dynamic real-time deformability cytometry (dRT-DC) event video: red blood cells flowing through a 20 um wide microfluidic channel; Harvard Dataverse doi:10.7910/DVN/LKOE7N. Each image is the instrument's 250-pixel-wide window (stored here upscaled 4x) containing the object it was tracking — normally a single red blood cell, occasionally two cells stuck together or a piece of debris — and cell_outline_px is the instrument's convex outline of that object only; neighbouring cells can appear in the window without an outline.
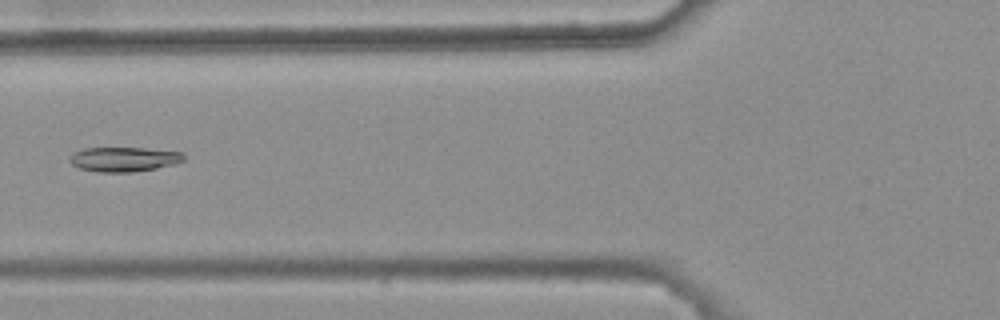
{"species": "common noctule bat (a hibernating species)", "species_latin": "Nyctalus noctula", "temperature_condition": "warm", "stored_images_in_passage": 3, "camera_frame_rate_fps": 3000, "um_per_image_px": 0.085, "animal": {"sex": "female", "body_mass_g": 25.1}, "frame": {"image": 1, "passage_image": 2, "time_ms": 0.333, "image_size_px": [1000, 320], "cell_outline_px": [[184, 160], [176, 164], [156, 168], [132, 172], [96, 172], [80, 168], [72, 164], [68, 160], [76, 152], [84, 148], [144, 148], [184, 152]], "centroid_in_image_um": [10.57, 13.54], "position_along_channel_um": 115.2, "area_um2": 16.3}}
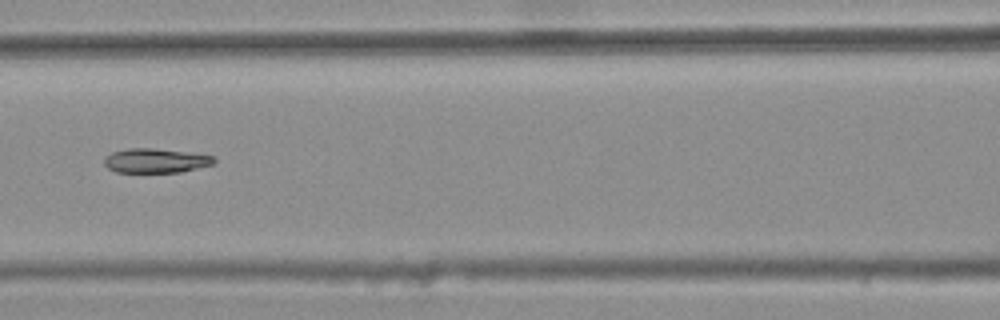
{"frame": {"image": 2, "passage_image": 3, "time_ms": 0.667, "image_size_px": [1000, 320], "cell_outline_px": [[216, 164], [180, 172], [116, 172], [108, 168], [104, 164], [104, 156], [112, 152], [128, 148], [156, 148], [192, 152], [212, 156], [216, 160]], "centroid_in_image_um": [13.25, 13.64], "position_along_channel_um": 153.4, "area_um2": 15.84}}